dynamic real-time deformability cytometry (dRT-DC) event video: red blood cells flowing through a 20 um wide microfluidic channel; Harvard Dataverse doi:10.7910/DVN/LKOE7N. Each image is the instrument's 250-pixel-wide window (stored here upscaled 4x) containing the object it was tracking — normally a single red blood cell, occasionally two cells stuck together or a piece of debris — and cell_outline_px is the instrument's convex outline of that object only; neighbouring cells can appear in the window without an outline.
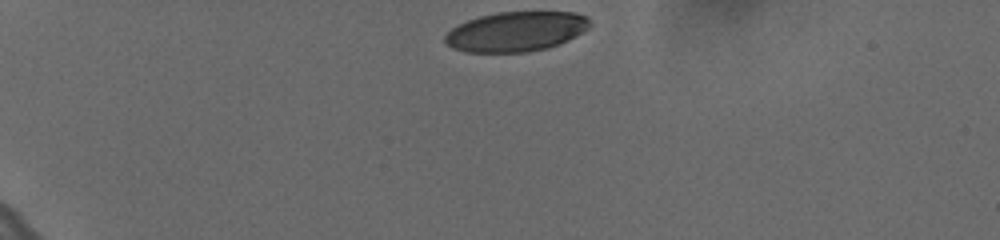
{"species": "human", "species_latin": "Homo sapiens", "temperature_condition": "cold", "stored_images_in_passage": 13, "camera_frame_rate_fps": 3000, "um_per_image_px": 0.085, "donor": {"sex": "female"}, "frame": {"image": 1, "passage_image": 1, "time_ms": 0.0, "image_size_px": [1000, 240], "cell_outline_px": [[592, 24], [588, 28], [568, 40], [560, 44], [548, 48], [528, 52], [464, 52], [452, 48], [444, 44], [444, 36], [452, 28], [468, 20], [480, 16], [496, 12], [576, 12], [588, 16]], "centroid_in_image_um": [43.87, 2.68], "position_along_channel_um": 41.1, "area_um2": 33.81}}
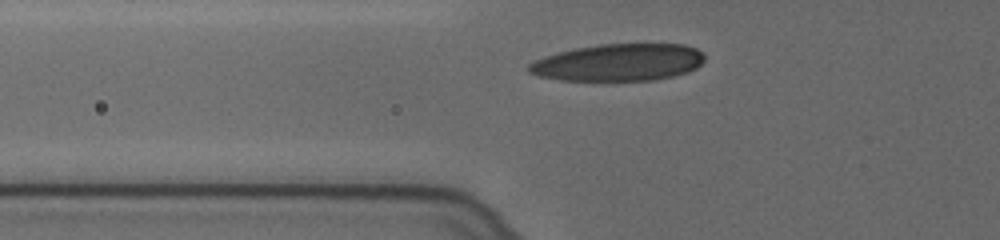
{"frame": {"image": 2, "passage_image": 9, "time_ms": 2.667, "image_size_px": [1000, 240], "cell_outline_px": [[704, 60], [696, 68], [688, 72], [656, 80], [560, 80], [540, 76], [528, 72], [524, 68], [528, 64], [544, 56], [576, 48], [600, 44], [684, 44], [696, 48], [704, 56]], "centroid_in_image_um": [52.56, 5.31], "position_along_channel_um": 73.2, "area_um2": 37.97}}